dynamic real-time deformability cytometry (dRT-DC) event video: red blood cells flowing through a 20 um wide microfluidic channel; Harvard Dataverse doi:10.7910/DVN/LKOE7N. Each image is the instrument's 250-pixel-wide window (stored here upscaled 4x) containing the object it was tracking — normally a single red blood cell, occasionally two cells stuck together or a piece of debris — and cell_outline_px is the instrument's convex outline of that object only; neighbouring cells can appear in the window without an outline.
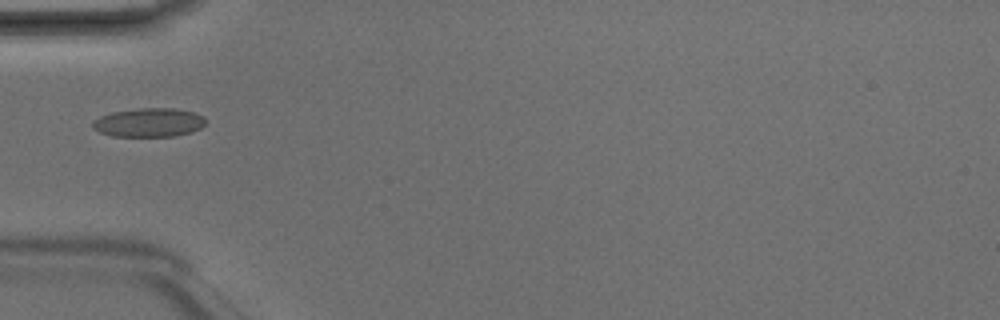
{"species": "Egyptian fruit bat (a non-hibernating species)", "species_latin": "Rousettus aegyptiacus", "temperature_condition": "room temperature", "stored_images_in_passage": 3, "camera_frame_rate_fps": 3000, "um_per_image_px": 0.085, "animal": {"sex": "male"}, "frame": {"image": 1, "passage_image": 2, "time_ms": 0.333, "image_size_px": [1000, 320], "cell_outline_px": [[204, 124], [200, 128], [192, 132], [172, 136], [112, 136], [100, 132], [92, 128], [92, 120], [100, 116], [112, 112], [140, 108], [172, 108], [192, 112], [204, 116]], "centroid_in_image_um": [12.62, 10.41], "position_along_channel_um": 72.4, "area_um2": 18.9}}